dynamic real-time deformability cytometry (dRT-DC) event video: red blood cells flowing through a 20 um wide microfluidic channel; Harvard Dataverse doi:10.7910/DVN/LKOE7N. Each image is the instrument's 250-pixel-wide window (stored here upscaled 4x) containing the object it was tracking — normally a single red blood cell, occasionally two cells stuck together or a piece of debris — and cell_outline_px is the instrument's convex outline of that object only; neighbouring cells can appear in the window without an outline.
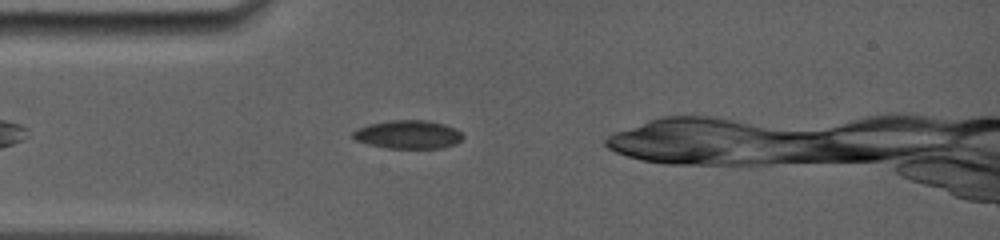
{"species": "common noctule bat (a hibernating species)", "species_latin": "Nyctalus noctula", "temperature_condition": "room temperature", "stored_images_in_passage": 8, "camera_frame_rate_fps": 5000, "um_per_image_px": 0.085, "animal": {"sex": "female", "body_mass_g": 19.0, "forearm_length_mm": 56.7}, "frame": {"image": 1, "passage_image": 5, "time_ms": 1.6, "image_size_px": [1000, 240], "cell_outline_px": [[464, 136], [456, 144], [440, 148], [388, 148], [368, 144], [356, 140], [352, 136], [352, 132], [356, 128], [368, 124], [392, 120], [428, 120], [444, 124], [456, 128]], "centroid_in_image_um": [34.68, 11.42], "position_along_channel_um": 50.3, "area_um2": 18.26}}
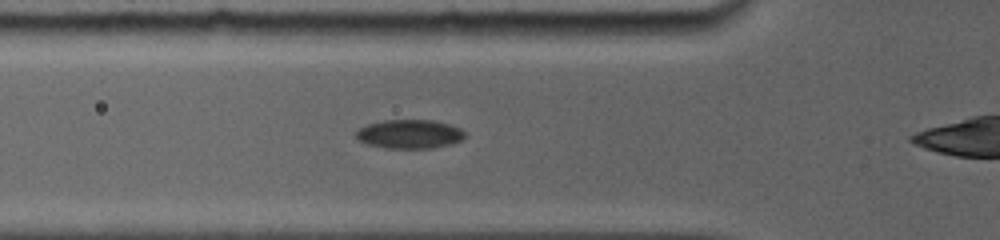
{"frame": {"image": 2, "passage_image": 8, "time_ms": 2.8, "image_size_px": [1000, 240], "cell_outline_px": [[464, 136], [460, 140], [452, 144], [432, 148], [384, 148], [368, 144], [360, 140], [356, 136], [356, 132], [360, 128], [368, 124], [384, 120], [432, 120], [448, 124], [460, 128], [464, 132]], "centroid_in_image_um": [34.81, 11.4], "position_along_channel_um": 91.0, "area_um2": 18.15}}